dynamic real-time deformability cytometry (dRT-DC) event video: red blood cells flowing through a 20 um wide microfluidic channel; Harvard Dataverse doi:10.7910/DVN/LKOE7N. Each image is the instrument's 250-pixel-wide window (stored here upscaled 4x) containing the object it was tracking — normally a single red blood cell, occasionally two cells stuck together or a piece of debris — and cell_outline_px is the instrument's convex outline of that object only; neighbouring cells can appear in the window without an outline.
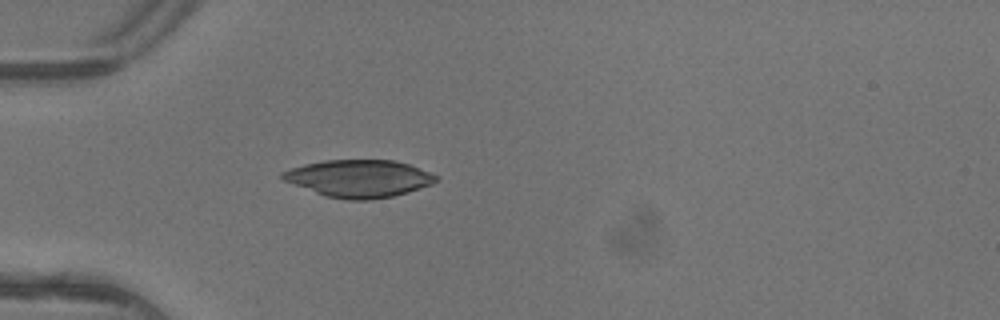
{"species": "common noctule bat (a hibernating species)", "species_latin": "Nyctalus noctula", "temperature_condition": "warm", "stored_images_in_passage": 1, "camera_frame_rate_fps": 3000, "um_per_image_px": 0.085, "animal": {"sex": "female"}, "frame": {"image": 1, "passage_image": 1, "time_ms": 0.0, "image_size_px": [1000, 320], "cell_outline_px": [[440, 180], [432, 184], [408, 192], [392, 196], [368, 200], [348, 200], [328, 196], [316, 192], [284, 180], [280, 176], [280, 172], [304, 164], [324, 160], [392, 160], [408, 164], [440, 176]], "centroid_in_image_um": [30.55, 15.16], "position_along_channel_um": 54.4, "area_um2": 33.18}}